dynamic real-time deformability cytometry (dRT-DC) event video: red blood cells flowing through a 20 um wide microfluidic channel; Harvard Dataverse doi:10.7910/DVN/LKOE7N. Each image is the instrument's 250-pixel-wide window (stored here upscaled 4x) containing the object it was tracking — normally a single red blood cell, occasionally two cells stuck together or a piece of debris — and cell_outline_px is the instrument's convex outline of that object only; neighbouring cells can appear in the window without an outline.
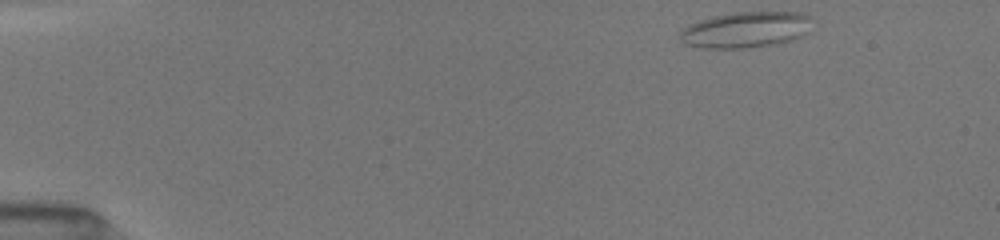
{"species": "common noctule bat (a hibernating species)", "species_latin": "Nyctalus noctula", "temperature_condition": "room temperature", "stored_images_in_passage": 15, "camera_frame_rate_fps": 3000, "um_per_image_px": 0.085, "animal": {"sex": "female", "body_mass_g": 19.5, "forearm_length_mm": 54.1}, "frame": {"image": 1, "passage_image": 1, "time_ms": 0.0, "image_size_px": [1000, 240], "cell_outline_px": [[808, 32], [792, 40], [772, 44], [748, 48], [700, 48], [684, 44], [680, 40], [680, 32], [684, 28], [700, 20], [732, 12], [800, 12], [808, 16]], "centroid_in_image_um": [63.34, 2.54], "position_along_channel_um": 21.7, "area_um2": 27.34}}
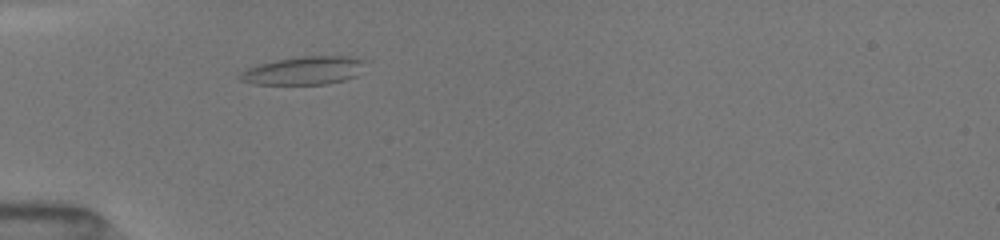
{"frame": {"image": 2, "passage_image": 13, "time_ms": 3.333, "image_size_px": [1000, 240], "cell_outline_px": [[368, 60], [356, 76], [344, 80], [328, 84], [252, 84], [240, 80], [236, 76], [240, 72], [248, 68], [260, 64], [276, 60], [300, 56], [352, 56]], "centroid_in_image_um": [25.84, 5.99], "position_along_channel_um": 59.2, "area_um2": 20.75}}